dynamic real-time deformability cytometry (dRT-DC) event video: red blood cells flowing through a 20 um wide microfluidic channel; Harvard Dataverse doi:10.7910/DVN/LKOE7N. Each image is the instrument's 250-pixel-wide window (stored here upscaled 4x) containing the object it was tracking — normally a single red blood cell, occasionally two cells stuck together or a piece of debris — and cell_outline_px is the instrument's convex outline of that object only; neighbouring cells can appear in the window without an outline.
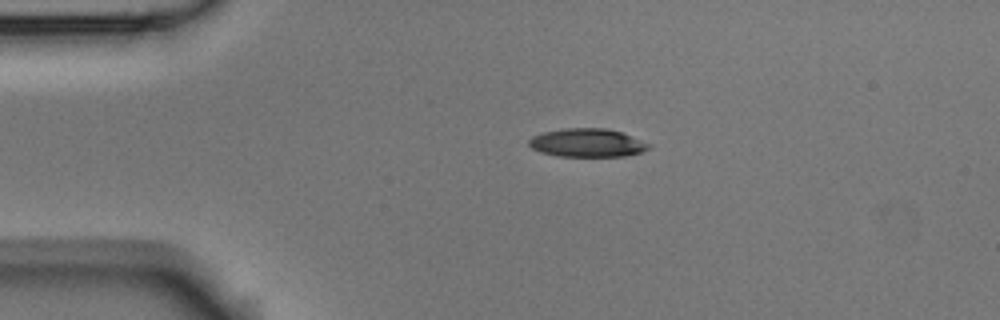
{"species": "Egyptian fruit bat (a non-hibernating species)", "species_latin": "Rousettus aegyptiacus", "temperature_condition": "room temperature", "stored_images_in_passage": 2, "camera_frame_rate_fps": 3000, "um_per_image_px": 0.085, "animal": {"sex": "male"}, "frame": {"image": 1, "passage_image": 1, "time_ms": 0.0, "image_size_px": [1000, 320], "cell_outline_px": [[652, 148], [640, 152], [624, 156], [556, 156], [540, 152], [532, 148], [528, 144], [528, 140], [532, 136], [544, 132], [564, 128], [608, 128], [620, 132], [652, 144]], "centroid_in_image_um": [49.91, 12.14], "position_along_channel_um": 35.1, "area_um2": 19.88}}